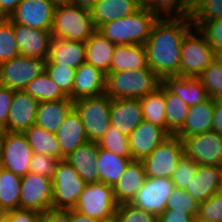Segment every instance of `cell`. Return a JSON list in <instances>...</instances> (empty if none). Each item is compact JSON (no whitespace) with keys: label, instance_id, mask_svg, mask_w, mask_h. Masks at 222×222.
Returning <instances> with one entry per match:
<instances>
[{"label":"cell","instance_id":"6da1fadb","mask_svg":"<svg viewBox=\"0 0 222 222\" xmlns=\"http://www.w3.org/2000/svg\"><path fill=\"white\" fill-rule=\"evenodd\" d=\"M190 16L158 18L145 42L147 65L163 80L180 76L181 44L193 27Z\"/></svg>","mask_w":222,"mask_h":222},{"label":"cell","instance_id":"7a4b0ae2","mask_svg":"<svg viewBox=\"0 0 222 222\" xmlns=\"http://www.w3.org/2000/svg\"><path fill=\"white\" fill-rule=\"evenodd\" d=\"M157 19L153 12L141 7L134 14L104 23L97 30L116 45H144Z\"/></svg>","mask_w":222,"mask_h":222},{"label":"cell","instance_id":"3957f363","mask_svg":"<svg viewBox=\"0 0 222 222\" xmlns=\"http://www.w3.org/2000/svg\"><path fill=\"white\" fill-rule=\"evenodd\" d=\"M162 80L148 66L137 70L109 72L105 94L111 99L142 98L155 91Z\"/></svg>","mask_w":222,"mask_h":222},{"label":"cell","instance_id":"277c9868","mask_svg":"<svg viewBox=\"0 0 222 222\" xmlns=\"http://www.w3.org/2000/svg\"><path fill=\"white\" fill-rule=\"evenodd\" d=\"M96 30L90 10L74 3L56 6L51 29L53 37L86 42Z\"/></svg>","mask_w":222,"mask_h":222},{"label":"cell","instance_id":"5b68a950","mask_svg":"<svg viewBox=\"0 0 222 222\" xmlns=\"http://www.w3.org/2000/svg\"><path fill=\"white\" fill-rule=\"evenodd\" d=\"M212 61H214L213 48L204 34L193 26L181 44L180 76L199 77Z\"/></svg>","mask_w":222,"mask_h":222},{"label":"cell","instance_id":"8992f818","mask_svg":"<svg viewBox=\"0 0 222 222\" xmlns=\"http://www.w3.org/2000/svg\"><path fill=\"white\" fill-rule=\"evenodd\" d=\"M112 99L105 93L74 101L89 141H98L109 130Z\"/></svg>","mask_w":222,"mask_h":222},{"label":"cell","instance_id":"52a82bcc","mask_svg":"<svg viewBox=\"0 0 222 222\" xmlns=\"http://www.w3.org/2000/svg\"><path fill=\"white\" fill-rule=\"evenodd\" d=\"M52 183V208L64 210L74 209L87 185L79 173L64 159L59 160Z\"/></svg>","mask_w":222,"mask_h":222},{"label":"cell","instance_id":"ba28073f","mask_svg":"<svg viewBox=\"0 0 222 222\" xmlns=\"http://www.w3.org/2000/svg\"><path fill=\"white\" fill-rule=\"evenodd\" d=\"M117 206L113 186L97 182L85 186L74 210L97 220H106L115 218Z\"/></svg>","mask_w":222,"mask_h":222},{"label":"cell","instance_id":"9c48e42d","mask_svg":"<svg viewBox=\"0 0 222 222\" xmlns=\"http://www.w3.org/2000/svg\"><path fill=\"white\" fill-rule=\"evenodd\" d=\"M184 155L183 144L176 135H170L142 162L148 178H172L174 171Z\"/></svg>","mask_w":222,"mask_h":222},{"label":"cell","instance_id":"30bf717a","mask_svg":"<svg viewBox=\"0 0 222 222\" xmlns=\"http://www.w3.org/2000/svg\"><path fill=\"white\" fill-rule=\"evenodd\" d=\"M44 59L19 55L0 64V86L13 90L24 88L45 71Z\"/></svg>","mask_w":222,"mask_h":222},{"label":"cell","instance_id":"8fae6325","mask_svg":"<svg viewBox=\"0 0 222 222\" xmlns=\"http://www.w3.org/2000/svg\"><path fill=\"white\" fill-rule=\"evenodd\" d=\"M184 155L197 164L222 166V136L214 131L181 138Z\"/></svg>","mask_w":222,"mask_h":222},{"label":"cell","instance_id":"7c38bea8","mask_svg":"<svg viewBox=\"0 0 222 222\" xmlns=\"http://www.w3.org/2000/svg\"><path fill=\"white\" fill-rule=\"evenodd\" d=\"M52 179L28 172L21 176L19 208L45 213L52 208Z\"/></svg>","mask_w":222,"mask_h":222},{"label":"cell","instance_id":"4fadbf2b","mask_svg":"<svg viewBox=\"0 0 222 222\" xmlns=\"http://www.w3.org/2000/svg\"><path fill=\"white\" fill-rule=\"evenodd\" d=\"M174 189L171 178L146 177L131 204L158 217L166 210L167 201Z\"/></svg>","mask_w":222,"mask_h":222},{"label":"cell","instance_id":"5bb4252c","mask_svg":"<svg viewBox=\"0 0 222 222\" xmlns=\"http://www.w3.org/2000/svg\"><path fill=\"white\" fill-rule=\"evenodd\" d=\"M33 153L23 133L4 131L2 168L24 176L30 172Z\"/></svg>","mask_w":222,"mask_h":222},{"label":"cell","instance_id":"9a60e30c","mask_svg":"<svg viewBox=\"0 0 222 222\" xmlns=\"http://www.w3.org/2000/svg\"><path fill=\"white\" fill-rule=\"evenodd\" d=\"M56 6L51 0H22L9 19L31 28L51 30Z\"/></svg>","mask_w":222,"mask_h":222},{"label":"cell","instance_id":"2e32d148","mask_svg":"<svg viewBox=\"0 0 222 222\" xmlns=\"http://www.w3.org/2000/svg\"><path fill=\"white\" fill-rule=\"evenodd\" d=\"M39 101L24 90H15L5 131L23 133L35 125Z\"/></svg>","mask_w":222,"mask_h":222},{"label":"cell","instance_id":"e0dca14e","mask_svg":"<svg viewBox=\"0 0 222 222\" xmlns=\"http://www.w3.org/2000/svg\"><path fill=\"white\" fill-rule=\"evenodd\" d=\"M20 55L46 60L52 40L51 30L31 28L13 22Z\"/></svg>","mask_w":222,"mask_h":222},{"label":"cell","instance_id":"ac0fdd59","mask_svg":"<svg viewBox=\"0 0 222 222\" xmlns=\"http://www.w3.org/2000/svg\"><path fill=\"white\" fill-rule=\"evenodd\" d=\"M169 136L163 128L143 120L128 137L131 158L142 161Z\"/></svg>","mask_w":222,"mask_h":222},{"label":"cell","instance_id":"d6986e66","mask_svg":"<svg viewBox=\"0 0 222 222\" xmlns=\"http://www.w3.org/2000/svg\"><path fill=\"white\" fill-rule=\"evenodd\" d=\"M110 120L111 125L129 137L144 120L140 100L138 98L112 99Z\"/></svg>","mask_w":222,"mask_h":222},{"label":"cell","instance_id":"ffe728a7","mask_svg":"<svg viewBox=\"0 0 222 222\" xmlns=\"http://www.w3.org/2000/svg\"><path fill=\"white\" fill-rule=\"evenodd\" d=\"M222 187V166L197 165L194 178L185 189L200 204Z\"/></svg>","mask_w":222,"mask_h":222},{"label":"cell","instance_id":"44dd1931","mask_svg":"<svg viewBox=\"0 0 222 222\" xmlns=\"http://www.w3.org/2000/svg\"><path fill=\"white\" fill-rule=\"evenodd\" d=\"M106 74L91 64L83 63L76 69L70 98L73 101L105 93Z\"/></svg>","mask_w":222,"mask_h":222},{"label":"cell","instance_id":"7402d4cb","mask_svg":"<svg viewBox=\"0 0 222 222\" xmlns=\"http://www.w3.org/2000/svg\"><path fill=\"white\" fill-rule=\"evenodd\" d=\"M46 61L76 70L86 63V43L52 37Z\"/></svg>","mask_w":222,"mask_h":222},{"label":"cell","instance_id":"603a6c76","mask_svg":"<svg viewBox=\"0 0 222 222\" xmlns=\"http://www.w3.org/2000/svg\"><path fill=\"white\" fill-rule=\"evenodd\" d=\"M55 135L61 149V160L65 159L80 145L89 141L86 136L84 124L74 108L64 119V122Z\"/></svg>","mask_w":222,"mask_h":222},{"label":"cell","instance_id":"cb8c5ba5","mask_svg":"<svg viewBox=\"0 0 222 222\" xmlns=\"http://www.w3.org/2000/svg\"><path fill=\"white\" fill-rule=\"evenodd\" d=\"M98 150L96 141H87L64 159L79 173V176L87 184L99 182V171L96 161Z\"/></svg>","mask_w":222,"mask_h":222},{"label":"cell","instance_id":"d4e9b609","mask_svg":"<svg viewBox=\"0 0 222 222\" xmlns=\"http://www.w3.org/2000/svg\"><path fill=\"white\" fill-rule=\"evenodd\" d=\"M146 179L145 168L141 160H131L124 174L113 186L117 204L131 203Z\"/></svg>","mask_w":222,"mask_h":222},{"label":"cell","instance_id":"484cf974","mask_svg":"<svg viewBox=\"0 0 222 222\" xmlns=\"http://www.w3.org/2000/svg\"><path fill=\"white\" fill-rule=\"evenodd\" d=\"M73 108L74 101L70 97L39 102L35 124L55 134Z\"/></svg>","mask_w":222,"mask_h":222},{"label":"cell","instance_id":"4316f807","mask_svg":"<svg viewBox=\"0 0 222 222\" xmlns=\"http://www.w3.org/2000/svg\"><path fill=\"white\" fill-rule=\"evenodd\" d=\"M214 115V99L190 106L182 129L176 134L178 138L198 135L212 131Z\"/></svg>","mask_w":222,"mask_h":222},{"label":"cell","instance_id":"83f0119b","mask_svg":"<svg viewBox=\"0 0 222 222\" xmlns=\"http://www.w3.org/2000/svg\"><path fill=\"white\" fill-rule=\"evenodd\" d=\"M140 8L138 0H98L90 11L98 29L104 23L132 15Z\"/></svg>","mask_w":222,"mask_h":222},{"label":"cell","instance_id":"f1b7e54d","mask_svg":"<svg viewBox=\"0 0 222 222\" xmlns=\"http://www.w3.org/2000/svg\"><path fill=\"white\" fill-rule=\"evenodd\" d=\"M162 84L172 93L177 94L189 107L209 98L199 77H165Z\"/></svg>","mask_w":222,"mask_h":222},{"label":"cell","instance_id":"f546056e","mask_svg":"<svg viewBox=\"0 0 222 222\" xmlns=\"http://www.w3.org/2000/svg\"><path fill=\"white\" fill-rule=\"evenodd\" d=\"M86 43V63L93 65L106 75L111 68L116 44L96 30Z\"/></svg>","mask_w":222,"mask_h":222},{"label":"cell","instance_id":"4dcf8cb0","mask_svg":"<svg viewBox=\"0 0 222 222\" xmlns=\"http://www.w3.org/2000/svg\"><path fill=\"white\" fill-rule=\"evenodd\" d=\"M147 57L142 44L116 45L109 72L146 68Z\"/></svg>","mask_w":222,"mask_h":222},{"label":"cell","instance_id":"1f68e13d","mask_svg":"<svg viewBox=\"0 0 222 222\" xmlns=\"http://www.w3.org/2000/svg\"><path fill=\"white\" fill-rule=\"evenodd\" d=\"M131 160V157H122L111 151L99 148L96 160L99 171V182L114 186L124 174Z\"/></svg>","mask_w":222,"mask_h":222},{"label":"cell","instance_id":"d6a6232c","mask_svg":"<svg viewBox=\"0 0 222 222\" xmlns=\"http://www.w3.org/2000/svg\"><path fill=\"white\" fill-rule=\"evenodd\" d=\"M144 120L166 131L165 86H160L145 97L139 98Z\"/></svg>","mask_w":222,"mask_h":222},{"label":"cell","instance_id":"836d02e7","mask_svg":"<svg viewBox=\"0 0 222 222\" xmlns=\"http://www.w3.org/2000/svg\"><path fill=\"white\" fill-rule=\"evenodd\" d=\"M23 134L34 153L61 160V149L54 133H50L35 124L25 130Z\"/></svg>","mask_w":222,"mask_h":222},{"label":"cell","instance_id":"e575fe53","mask_svg":"<svg viewBox=\"0 0 222 222\" xmlns=\"http://www.w3.org/2000/svg\"><path fill=\"white\" fill-rule=\"evenodd\" d=\"M20 194L21 176L0 167V211L18 209Z\"/></svg>","mask_w":222,"mask_h":222},{"label":"cell","instance_id":"d590c367","mask_svg":"<svg viewBox=\"0 0 222 222\" xmlns=\"http://www.w3.org/2000/svg\"><path fill=\"white\" fill-rule=\"evenodd\" d=\"M166 132L176 135L183 127L189 106L177 95L165 87Z\"/></svg>","mask_w":222,"mask_h":222},{"label":"cell","instance_id":"8d00e7d4","mask_svg":"<svg viewBox=\"0 0 222 222\" xmlns=\"http://www.w3.org/2000/svg\"><path fill=\"white\" fill-rule=\"evenodd\" d=\"M24 91L29 93L39 102L57 101L68 97L60 87L51 80L46 71L35 77L24 88Z\"/></svg>","mask_w":222,"mask_h":222},{"label":"cell","instance_id":"74e56055","mask_svg":"<svg viewBox=\"0 0 222 222\" xmlns=\"http://www.w3.org/2000/svg\"><path fill=\"white\" fill-rule=\"evenodd\" d=\"M138 3L158 18L186 17L191 12V3L188 0H138Z\"/></svg>","mask_w":222,"mask_h":222},{"label":"cell","instance_id":"f35d334b","mask_svg":"<svg viewBox=\"0 0 222 222\" xmlns=\"http://www.w3.org/2000/svg\"><path fill=\"white\" fill-rule=\"evenodd\" d=\"M190 18L195 27L203 22L222 18V0H193Z\"/></svg>","mask_w":222,"mask_h":222},{"label":"cell","instance_id":"ab89813d","mask_svg":"<svg viewBox=\"0 0 222 222\" xmlns=\"http://www.w3.org/2000/svg\"><path fill=\"white\" fill-rule=\"evenodd\" d=\"M19 55L13 22L9 18H0V64Z\"/></svg>","mask_w":222,"mask_h":222},{"label":"cell","instance_id":"60d3db41","mask_svg":"<svg viewBox=\"0 0 222 222\" xmlns=\"http://www.w3.org/2000/svg\"><path fill=\"white\" fill-rule=\"evenodd\" d=\"M98 148L113 152L122 157H131L128 137L119 132L113 125L97 141Z\"/></svg>","mask_w":222,"mask_h":222},{"label":"cell","instance_id":"b9f144b4","mask_svg":"<svg viewBox=\"0 0 222 222\" xmlns=\"http://www.w3.org/2000/svg\"><path fill=\"white\" fill-rule=\"evenodd\" d=\"M212 99H222V65L212 61L199 76Z\"/></svg>","mask_w":222,"mask_h":222},{"label":"cell","instance_id":"7bdbcfd3","mask_svg":"<svg viewBox=\"0 0 222 222\" xmlns=\"http://www.w3.org/2000/svg\"><path fill=\"white\" fill-rule=\"evenodd\" d=\"M45 71L51 80L54 81L68 97L72 95L74 77L76 73L75 69L53 65L50 61H46Z\"/></svg>","mask_w":222,"mask_h":222},{"label":"cell","instance_id":"ee69618b","mask_svg":"<svg viewBox=\"0 0 222 222\" xmlns=\"http://www.w3.org/2000/svg\"><path fill=\"white\" fill-rule=\"evenodd\" d=\"M199 204L186 190L175 188L167 201L166 209L186 214H198Z\"/></svg>","mask_w":222,"mask_h":222},{"label":"cell","instance_id":"f6af8a7d","mask_svg":"<svg viewBox=\"0 0 222 222\" xmlns=\"http://www.w3.org/2000/svg\"><path fill=\"white\" fill-rule=\"evenodd\" d=\"M115 220L116 222H158L156 215L134 207L131 203L117 206Z\"/></svg>","mask_w":222,"mask_h":222},{"label":"cell","instance_id":"bcb514c9","mask_svg":"<svg viewBox=\"0 0 222 222\" xmlns=\"http://www.w3.org/2000/svg\"><path fill=\"white\" fill-rule=\"evenodd\" d=\"M197 163L190 157L183 155L172 176V182L175 188L185 190L189 182L194 178L197 171Z\"/></svg>","mask_w":222,"mask_h":222},{"label":"cell","instance_id":"7dc6e473","mask_svg":"<svg viewBox=\"0 0 222 222\" xmlns=\"http://www.w3.org/2000/svg\"><path fill=\"white\" fill-rule=\"evenodd\" d=\"M197 216L212 222H222V187L212 197L199 204Z\"/></svg>","mask_w":222,"mask_h":222},{"label":"cell","instance_id":"c3c4849f","mask_svg":"<svg viewBox=\"0 0 222 222\" xmlns=\"http://www.w3.org/2000/svg\"><path fill=\"white\" fill-rule=\"evenodd\" d=\"M58 162L59 159L55 157L33 153L30 160V172L52 179Z\"/></svg>","mask_w":222,"mask_h":222},{"label":"cell","instance_id":"681fc988","mask_svg":"<svg viewBox=\"0 0 222 222\" xmlns=\"http://www.w3.org/2000/svg\"><path fill=\"white\" fill-rule=\"evenodd\" d=\"M198 29L204 34L213 49L222 47V18L205 21Z\"/></svg>","mask_w":222,"mask_h":222},{"label":"cell","instance_id":"f907efd6","mask_svg":"<svg viewBox=\"0 0 222 222\" xmlns=\"http://www.w3.org/2000/svg\"><path fill=\"white\" fill-rule=\"evenodd\" d=\"M13 89L0 86V130L5 131L14 95Z\"/></svg>","mask_w":222,"mask_h":222},{"label":"cell","instance_id":"816d5d0a","mask_svg":"<svg viewBox=\"0 0 222 222\" xmlns=\"http://www.w3.org/2000/svg\"><path fill=\"white\" fill-rule=\"evenodd\" d=\"M3 214L10 222H42V213L34 210L18 208Z\"/></svg>","mask_w":222,"mask_h":222},{"label":"cell","instance_id":"f5cc1de1","mask_svg":"<svg viewBox=\"0 0 222 222\" xmlns=\"http://www.w3.org/2000/svg\"><path fill=\"white\" fill-rule=\"evenodd\" d=\"M197 214H186L175 210L166 209L157 217L158 222H194Z\"/></svg>","mask_w":222,"mask_h":222},{"label":"cell","instance_id":"db71d44e","mask_svg":"<svg viewBox=\"0 0 222 222\" xmlns=\"http://www.w3.org/2000/svg\"><path fill=\"white\" fill-rule=\"evenodd\" d=\"M42 222H70V209H48L42 214Z\"/></svg>","mask_w":222,"mask_h":222},{"label":"cell","instance_id":"11a10c76","mask_svg":"<svg viewBox=\"0 0 222 222\" xmlns=\"http://www.w3.org/2000/svg\"><path fill=\"white\" fill-rule=\"evenodd\" d=\"M212 131L222 136V99H214Z\"/></svg>","mask_w":222,"mask_h":222},{"label":"cell","instance_id":"9f6ffc18","mask_svg":"<svg viewBox=\"0 0 222 222\" xmlns=\"http://www.w3.org/2000/svg\"><path fill=\"white\" fill-rule=\"evenodd\" d=\"M22 0H0V18H9Z\"/></svg>","mask_w":222,"mask_h":222},{"label":"cell","instance_id":"6f0895ef","mask_svg":"<svg viewBox=\"0 0 222 222\" xmlns=\"http://www.w3.org/2000/svg\"><path fill=\"white\" fill-rule=\"evenodd\" d=\"M99 220L83 215L80 212L70 209V222H98Z\"/></svg>","mask_w":222,"mask_h":222},{"label":"cell","instance_id":"680465c9","mask_svg":"<svg viewBox=\"0 0 222 222\" xmlns=\"http://www.w3.org/2000/svg\"><path fill=\"white\" fill-rule=\"evenodd\" d=\"M98 0H73V3L81 8L91 10Z\"/></svg>","mask_w":222,"mask_h":222},{"label":"cell","instance_id":"91938a15","mask_svg":"<svg viewBox=\"0 0 222 222\" xmlns=\"http://www.w3.org/2000/svg\"><path fill=\"white\" fill-rule=\"evenodd\" d=\"M214 61L222 65V47L213 49Z\"/></svg>","mask_w":222,"mask_h":222},{"label":"cell","instance_id":"94428289","mask_svg":"<svg viewBox=\"0 0 222 222\" xmlns=\"http://www.w3.org/2000/svg\"><path fill=\"white\" fill-rule=\"evenodd\" d=\"M3 140H4V131L0 130V167L2 163V157H3Z\"/></svg>","mask_w":222,"mask_h":222},{"label":"cell","instance_id":"6125c7cd","mask_svg":"<svg viewBox=\"0 0 222 222\" xmlns=\"http://www.w3.org/2000/svg\"><path fill=\"white\" fill-rule=\"evenodd\" d=\"M56 5L58 4H67V3H73V0H51Z\"/></svg>","mask_w":222,"mask_h":222},{"label":"cell","instance_id":"be15d7a7","mask_svg":"<svg viewBox=\"0 0 222 222\" xmlns=\"http://www.w3.org/2000/svg\"><path fill=\"white\" fill-rule=\"evenodd\" d=\"M194 222H212V221H208V220H205V219H203L201 217L196 216L194 218Z\"/></svg>","mask_w":222,"mask_h":222},{"label":"cell","instance_id":"e7e4bbea","mask_svg":"<svg viewBox=\"0 0 222 222\" xmlns=\"http://www.w3.org/2000/svg\"><path fill=\"white\" fill-rule=\"evenodd\" d=\"M0 222H10L9 219L2 213L0 215Z\"/></svg>","mask_w":222,"mask_h":222},{"label":"cell","instance_id":"03108f58","mask_svg":"<svg viewBox=\"0 0 222 222\" xmlns=\"http://www.w3.org/2000/svg\"><path fill=\"white\" fill-rule=\"evenodd\" d=\"M98 222H116L115 218H109L106 220H99Z\"/></svg>","mask_w":222,"mask_h":222}]
</instances>
